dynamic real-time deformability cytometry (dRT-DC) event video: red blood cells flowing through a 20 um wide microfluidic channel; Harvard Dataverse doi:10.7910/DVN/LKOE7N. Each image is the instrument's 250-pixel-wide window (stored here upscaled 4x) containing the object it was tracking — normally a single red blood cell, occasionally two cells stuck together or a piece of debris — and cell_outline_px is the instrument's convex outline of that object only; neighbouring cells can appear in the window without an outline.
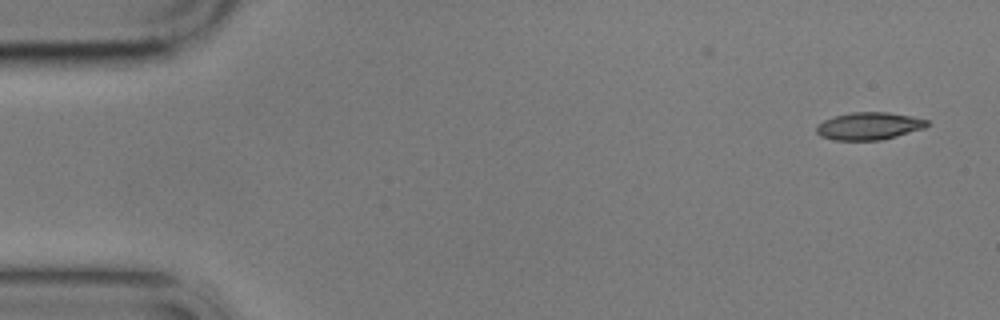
{"species": "common noctule bat (a hibernating species)", "species_latin": "Nyctalus noctula", "temperature_condition": "cold", "stored_images_in_passage": 2, "camera_frame_rate_fps": 3000, "um_per_image_px": 0.085, "animal": {"sex": "male", "body_mass_g": 17.9}, "frame": {"image": 1, "passage_image": 2, "time_ms": 1.0, "image_size_px": [1000, 320], "cell_outline_px": [[928, 124], [924, 128], [896, 136], [880, 140], [836, 140], [820, 136], [816, 132], [816, 124], [824, 120], [836, 116], [852, 112], [888, 112], [912, 116], [928, 120]], "centroid_in_image_um": [73.85, 10.71], "position_along_channel_um": 11.2, "area_um2": 17.63}}